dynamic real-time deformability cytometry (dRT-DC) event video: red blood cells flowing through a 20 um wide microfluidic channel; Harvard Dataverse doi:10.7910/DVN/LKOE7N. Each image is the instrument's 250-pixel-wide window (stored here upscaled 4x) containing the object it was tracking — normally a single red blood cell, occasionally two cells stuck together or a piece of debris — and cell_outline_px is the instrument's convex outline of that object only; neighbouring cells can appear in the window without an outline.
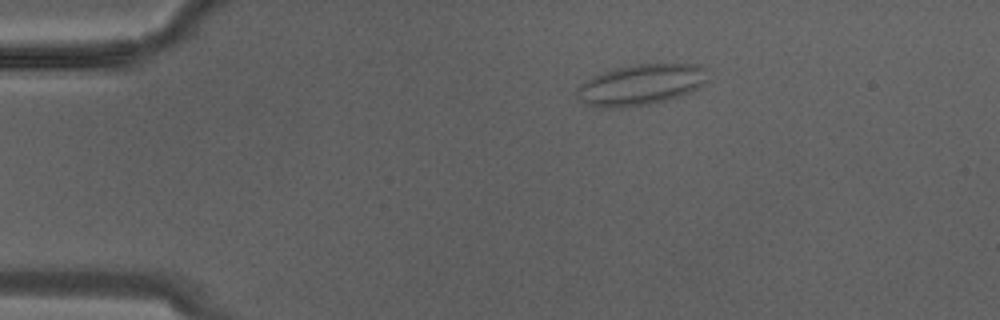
{"species": "Egyptian fruit bat (a non-hibernating species)", "species_latin": "Rousettus aegyptiacus", "temperature_condition": "warm", "stored_images_in_passage": 15, "camera_frame_rate_fps": 3000, "um_per_image_px": 0.085, "animal": {"sex": "male"}, "frame": {"image": 1, "passage_image": 3, "time_ms": 0.667, "image_size_px": [1000, 320], "cell_outline_px": [[708, 80], [704, 84], [680, 96], [648, 104], [620, 108], [600, 108], [584, 104], [576, 96], [576, 88], [584, 80], [592, 76], [616, 68], [636, 64], [696, 64], [704, 68]], "centroid_in_image_um": [54.41, 7.21], "position_along_channel_um": 30.6, "area_um2": 31.1}}
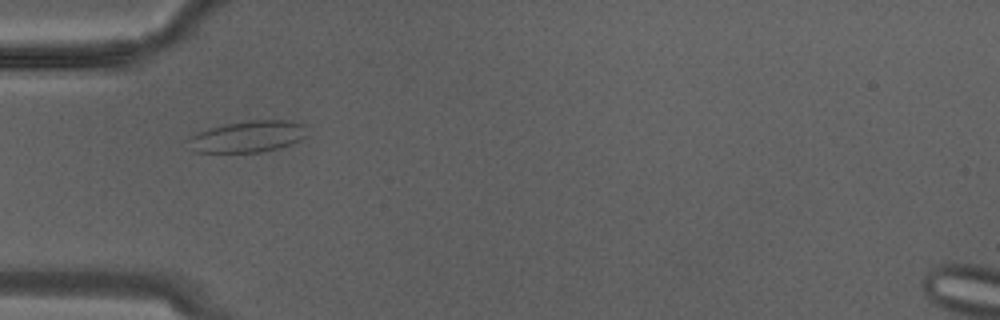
{"frame": {"image": 2, "passage_image": 7, "time_ms": 2.0, "image_size_px": [1000, 320], "cell_outline_px": [[304, 136], [300, 140], [292, 144], [260, 152], [196, 152], [188, 140], [196, 132], [228, 124], [248, 120], [284, 120], [304, 124]], "centroid_in_image_um": [21.08, 11.6], "position_along_channel_um": 63.9, "area_um2": 21.21}}